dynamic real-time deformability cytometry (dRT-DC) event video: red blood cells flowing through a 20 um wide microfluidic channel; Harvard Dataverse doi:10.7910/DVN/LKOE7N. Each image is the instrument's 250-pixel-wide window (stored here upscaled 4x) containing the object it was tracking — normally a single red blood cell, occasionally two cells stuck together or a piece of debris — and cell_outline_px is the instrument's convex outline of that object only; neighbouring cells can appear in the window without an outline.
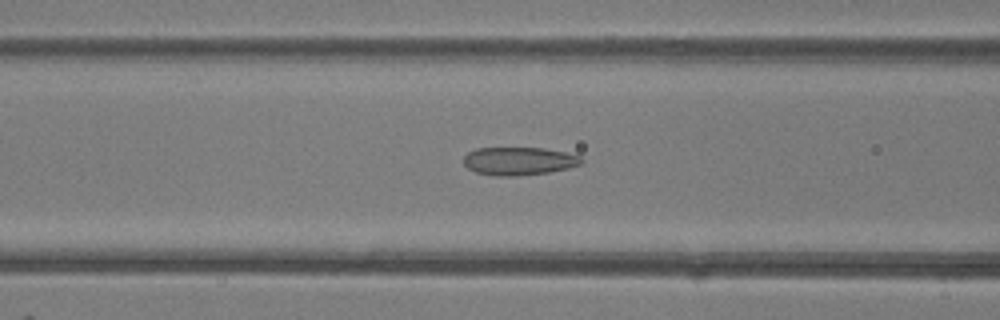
{"species": "common noctule bat (a hibernating species)", "species_latin": "Nyctalus noctula", "temperature_condition": "room temperature", "stored_images_in_passage": 36, "camera_frame_rate_fps": 3000, "um_per_image_px": 0.085, "animal": {"sex": "female"}, "frame": {"image": 1, "passage_image": 8, "time_ms": 2.333, "image_size_px": [1000, 320], "cell_outline_px": [[584, 160], [580, 164], [568, 168], [548, 172], [520, 176], [496, 176], [476, 172], [468, 168], [464, 164], [464, 156], [468, 152], [476, 148], [544, 148], [564, 152], [580, 156]], "centroid_in_image_um": [44.1, 13.69], "position_along_channel_um": 122.5, "area_um2": 19.25}}
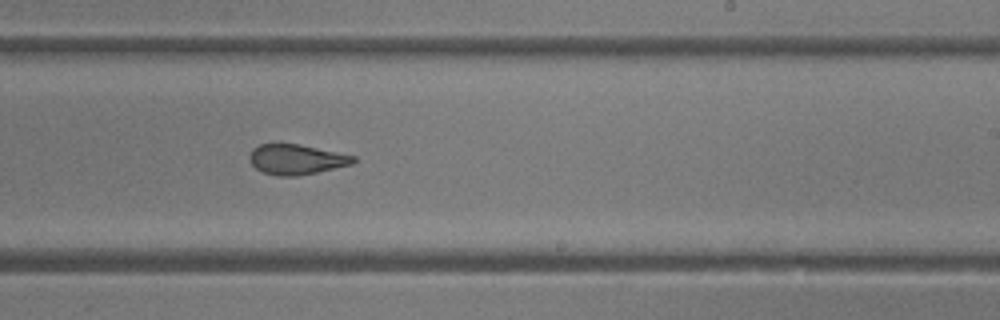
{"frame": {"image": 2, "passage_image": 18, "time_ms": 5.667, "image_size_px": [1000, 320], "cell_outline_px": [[356, 160], [352, 164], [316, 172], [296, 176], [276, 176], [264, 172], [256, 168], [252, 164], [248, 156], [252, 148], [260, 144], [296, 144], [356, 156]], "centroid_in_image_um": [25.16, 13.55], "position_along_channel_um": 263.8, "area_um2": 17.98}}
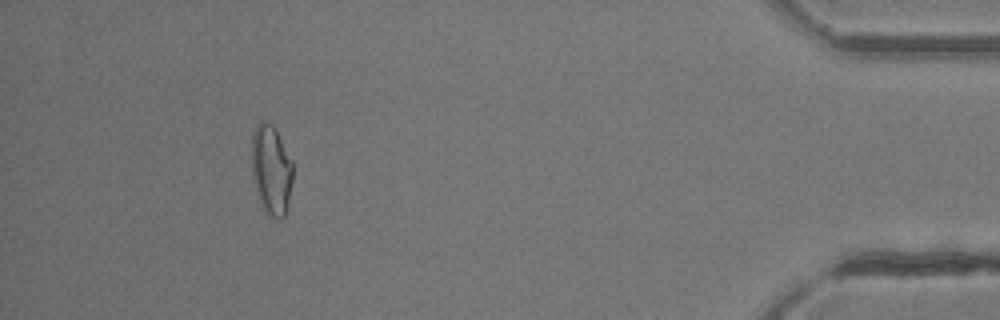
{"frame": {"image": 3, "passage_image": 33, "time_ms": 10.667, "image_size_px": [1000, 320], "cell_outline_px": [[292, 180], [288, 200], [284, 216], [280, 220], [276, 220], [260, 204], [252, 176], [252, 132], [256, 124], [260, 120], [272, 124], [276, 128], [292, 160]], "centroid_in_image_um": [23.04, 14.38], "position_along_channel_um": 412.2, "area_um2": 21.56}}